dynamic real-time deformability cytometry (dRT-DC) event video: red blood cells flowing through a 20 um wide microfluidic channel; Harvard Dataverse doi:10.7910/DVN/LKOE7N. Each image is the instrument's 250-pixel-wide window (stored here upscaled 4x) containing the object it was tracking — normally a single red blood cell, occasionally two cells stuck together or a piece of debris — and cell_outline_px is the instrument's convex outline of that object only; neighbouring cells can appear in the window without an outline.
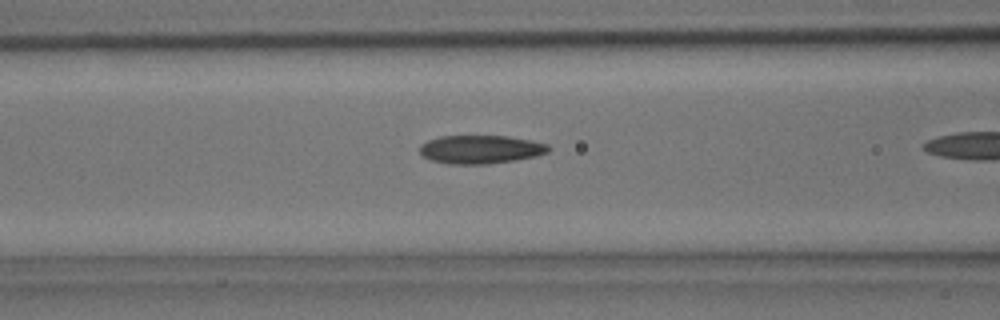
{"species": "common noctule bat (a hibernating species)", "species_latin": "Nyctalus noctula", "temperature_condition": "room temperature", "stored_images_in_passage": 8, "camera_frame_rate_fps": 3000, "um_per_image_px": 0.085, "animal": {"sex": "male", "body_mass_g": 15.6}, "frame": {"image": 1, "passage_image": 7, "time_ms": 2.0, "image_size_px": [1000, 320], "cell_outline_px": [[552, 148], [548, 152], [536, 156], [516, 160], [488, 164], [448, 164], [432, 160], [424, 156], [420, 152], [420, 144], [428, 140], [440, 136], [508, 136], [548, 144]], "centroid_in_image_um": [40.86, 12.7], "position_along_channel_um": 125.7, "area_um2": 21.33}}